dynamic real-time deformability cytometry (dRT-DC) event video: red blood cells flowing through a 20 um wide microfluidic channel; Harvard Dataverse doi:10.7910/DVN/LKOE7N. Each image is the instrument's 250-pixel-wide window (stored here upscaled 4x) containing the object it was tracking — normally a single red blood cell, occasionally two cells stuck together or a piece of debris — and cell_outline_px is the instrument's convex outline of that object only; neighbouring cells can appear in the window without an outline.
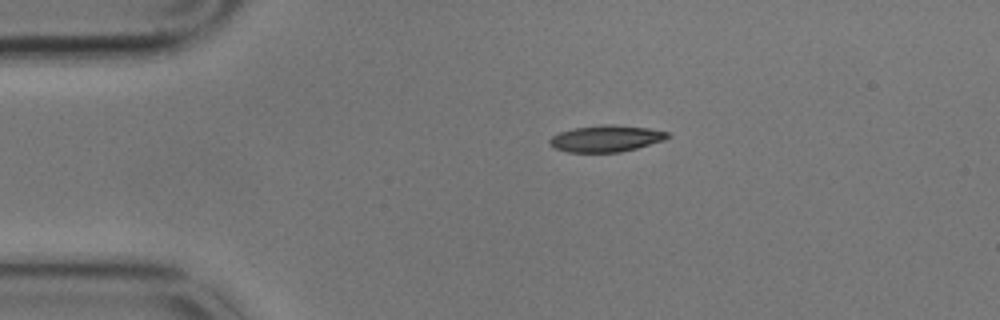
{"species": "common noctule bat (a hibernating species)", "species_latin": "Nyctalus noctula", "temperature_condition": "cold", "stored_images_in_passage": 47, "camera_frame_rate_fps": 3000, "um_per_image_px": 0.085, "animal": {"sex": "male", "body_mass_g": 17.9}, "frame": {"image": 1, "passage_image": 1, "time_ms": 0.0, "image_size_px": [1000, 320], "cell_outline_px": [[672, 136], [664, 140], [636, 148], [620, 152], [568, 152], [556, 148], [548, 144], [548, 140], [552, 136], [560, 132], [576, 128], [604, 124], [612, 124], [648, 128], [668, 132]], "centroid_in_image_um": [51.52, 11.77], "position_along_channel_um": 33.5, "area_um2": 18.15}}
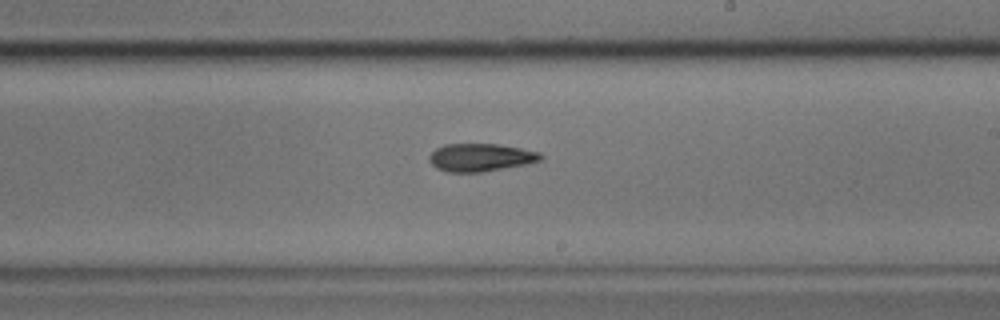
{"frame": {"image": 2, "passage_image": 23, "time_ms": 7.333, "image_size_px": [1000, 320], "cell_outline_px": [[544, 156], [540, 160], [528, 164], [480, 172], [448, 172], [436, 168], [428, 160], [428, 156], [436, 148], [444, 144], [496, 144], [520, 148], [540, 152]], "centroid_in_image_um": [40.84, 13.38], "position_along_channel_um": 248.2, "area_um2": 18.09}}
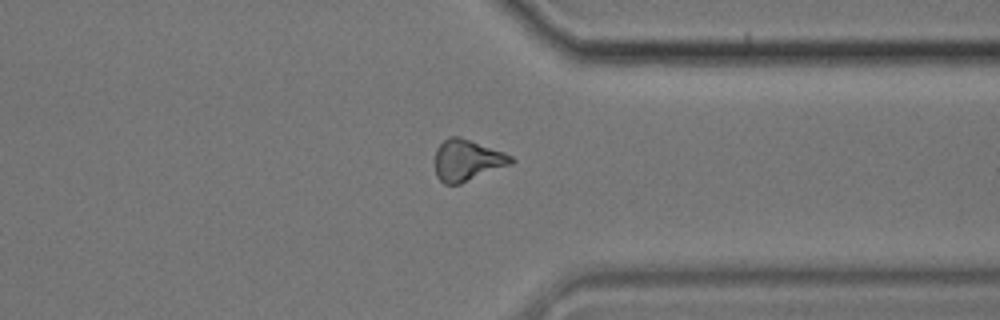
{"frame": {"image": 3, "passage_image": 34, "time_ms": 11.0, "image_size_px": [1000, 320], "cell_outline_px": [[516, 160], [512, 164], [460, 184], [444, 184], [436, 176], [436, 148], [448, 136], [460, 136], [504, 152], [512, 156]], "centroid_in_image_um": [39.73, 13.62], "position_along_channel_um": 371.7, "area_um2": 18.38}, "authors_computed_cell_mechanics": {"area_um2": 18.6116, "velocity_mm_per_s": 3.4455, "shape_relaxation_time_tau1_ms": 5.6559, "shape_relaxation_time_tau2_ms": null, "deformation_change_tau1": 0.1469, "deformation_change_tau2": null}}